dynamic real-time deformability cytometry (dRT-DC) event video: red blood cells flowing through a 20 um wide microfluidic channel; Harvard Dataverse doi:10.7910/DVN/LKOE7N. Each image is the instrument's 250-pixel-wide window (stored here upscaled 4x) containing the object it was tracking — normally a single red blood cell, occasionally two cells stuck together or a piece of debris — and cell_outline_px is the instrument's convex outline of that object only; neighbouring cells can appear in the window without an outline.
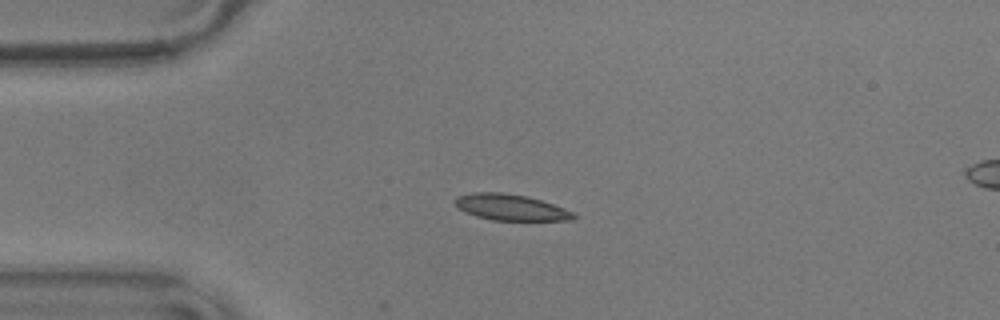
{"species": "common noctule bat (a hibernating species)", "species_latin": "Nyctalus noctula", "temperature_condition": "warm", "stored_images_in_passage": 50, "camera_frame_rate_fps": 3000, "um_per_image_px": 0.085, "animal": {"sex": "male", "body_mass_g": 17.9}, "frame": {"image": 1, "passage_image": 13, "time_ms": 4.0, "image_size_px": [1000, 320], "cell_outline_px": [[576, 216], [572, 220], [492, 220], [476, 216], [464, 212], [456, 204], [456, 196], [472, 192], [504, 192], [528, 196], [564, 208], [572, 212]], "centroid_in_image_um": [43.39, 17.61], "position_along_channel_um": 41.6, "area_um2": 17.92}}
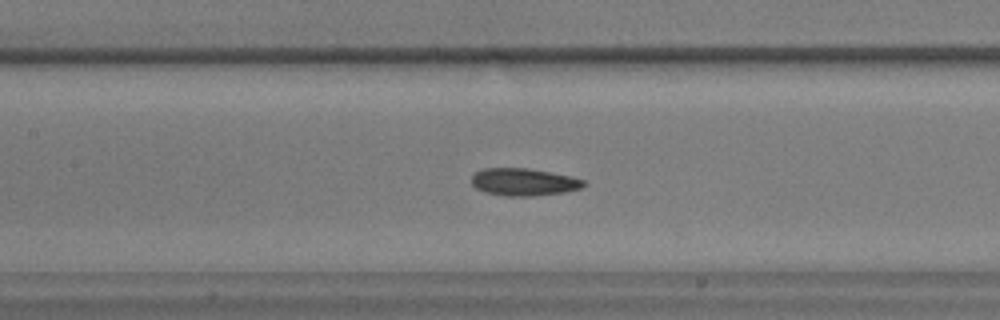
{"frame": {"image": 2, "passage_image": 25, "time_ms": 8.0, "image_size_px": [1000, 320], "cell_outline_px": [[588, 184], [580, 188], [564, 192], [532, 196], [504, 196], [484, 192], [476, 188], [472, 184], [472, 176], [476, 172], [484, 168], [528, 168], [572, 176], [584, 180]], "centroid_in_image_um": [44.53, 15.47], "position_along_channel_um": 162.9, "area_um2": 17.98}}
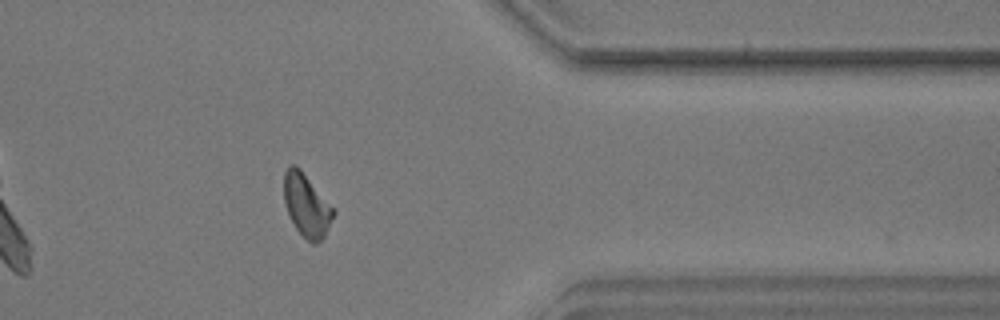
{"frame": {"image": 3, "passage_image": 45, "time_ms": 14.667, "image_size_px": [1000, 320], "cell_outline_px": [[336, 212], [324, 236], [316, 244], [312, 244], [296, 228], [288, 216], [284, 204], [284, 172], [288, 164], [296, 164], [300, 168]], "centroid_in_image_um": [26.02, 17.43], "position_along_channel_um": 385.4, "area_um2": 17.98}, "authors_computed_cell_mechanics": {"area_um2": 17.8024, "velocity_mm_per_s": 3.5762, "shape_relaxation_time_tau1_ms": 4.3914, "shape_relaxation_time_tau2_ms": 2.9617, "deformation_change_tau1": 0.1378, "deformation_change_tau2": 0.0778}}